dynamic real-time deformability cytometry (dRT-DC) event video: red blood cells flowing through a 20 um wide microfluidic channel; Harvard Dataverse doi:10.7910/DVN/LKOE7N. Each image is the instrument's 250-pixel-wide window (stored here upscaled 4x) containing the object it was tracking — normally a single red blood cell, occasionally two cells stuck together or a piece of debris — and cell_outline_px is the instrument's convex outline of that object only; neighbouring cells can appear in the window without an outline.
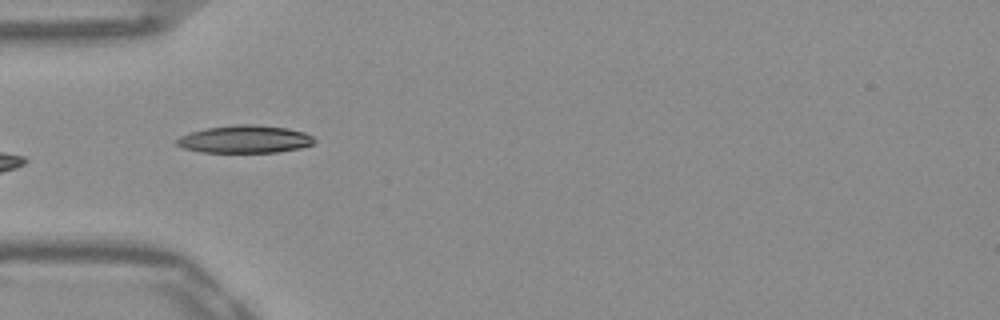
{"species": "Egyptian fruit bat (a non-hibernating species)", "species_latin": "Rousettus aegyptiacus", "temperature_condition": "warm", "stored_images_in_passage": 24, "camera_frame_rate_fps": 3000, "um_per_image_px": 0.085, "frame": {"image": 1, "passage_image": 2, "time_ms": 0.333, "image_size_px": [1000, 320], "cell_outline_px": [[316, 140], [312, 144], [300, 148], [276, 152], [200, 152], [184, 148], [176, 144], [176, 140], [180, 136], [204, 128], [236, 124], [256, 124], [288, 128], [304, 132], [312, 136]], "centroid_in_image_um": [20.82, 11.82], "position_along_channel_um": 64.2, "area_um2": 22.2}}
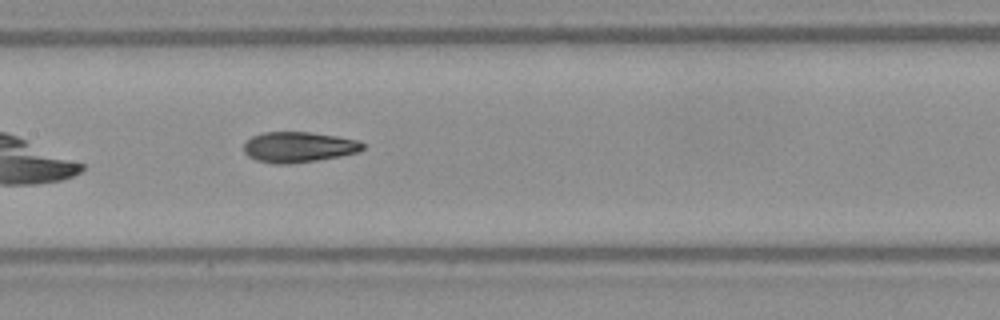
{"frame": {"image": 2, "passage_image": 11, "time_ms": 3.333, "image_size_px": [1000, 320], "cell_outline_px": [[364, 148], [360, 152], [340, 156], [316, 160], [288, 164], [276, 164], [256, 160], [248, 156], [244, 152], [244, 144], [252, 136], [264, 132], [312, 132], [336, 136], [356, 140], [364, 144]], "centroid_in_image_um": [25.38, 12.5], "position_along_channel_um": 182.0, "area_um2": 21.1}}
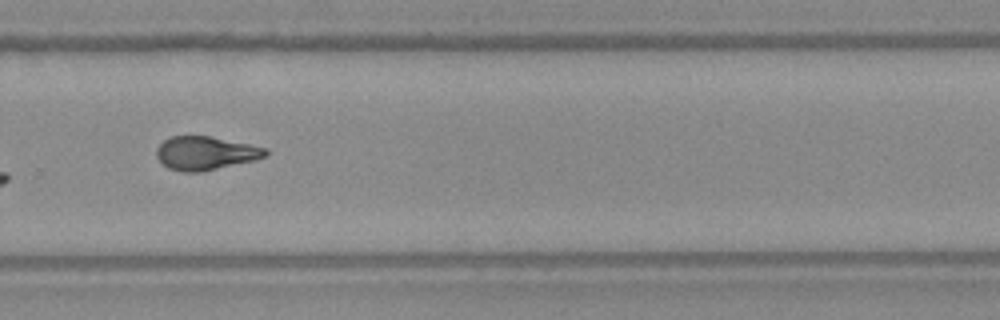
{"frame": {"image": 3, "passage_image": 21, "time_ms": 6.667, "image_size_px": [1000, 320], "cell_outline_px": [[268, 152], [264, 156], [256, 160], [200, 172], [184, 172], [168, 168], [156, 156], [156, 148], [164, 140], [172, 136], [208, 136], [268, 148]], "centroid_in_image_um": [17.46, 13.02], "position_along_channel_um": 312.3, "area_um2": 21.1}}